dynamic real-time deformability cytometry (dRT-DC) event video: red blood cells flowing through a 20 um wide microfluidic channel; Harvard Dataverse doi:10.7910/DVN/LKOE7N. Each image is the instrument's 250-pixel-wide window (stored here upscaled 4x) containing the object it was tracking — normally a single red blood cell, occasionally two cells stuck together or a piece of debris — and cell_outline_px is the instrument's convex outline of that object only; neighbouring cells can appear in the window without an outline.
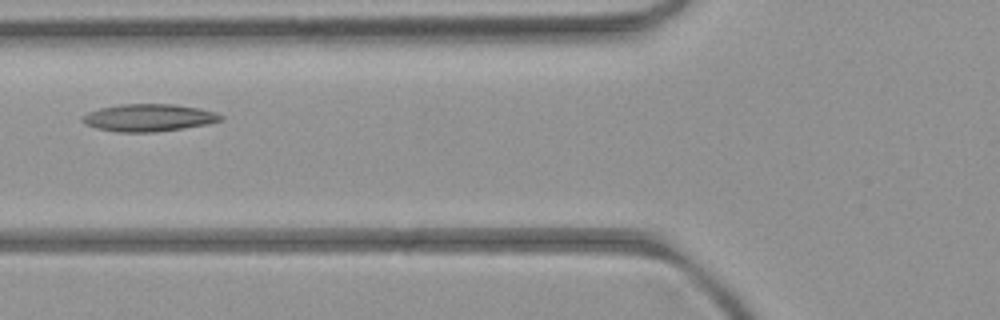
{"species": "common noctule bat (a hibernating species)", "species_latin": "Nyctalus noctula", "temperature_condition": "room temperature", "stored_images_in_passage": 3, "camera_frame_rate_fps": 3000, "um_per_image_px": 0.085, "animal": {"sex": "female", "body_mass_g": 21.9}, "frame": {"image": 1, "passage_image": 2, "time_ms": 1.0, "image_size_px": [1000, 320], "cell_outline_px": [[224, 120], [208, 124], [184, 128], [156, 132], [116, 132], [96, 128], [80, 120], [80, 116], [88, 112], [100, 108], [120, 104], [176, 104], [200, 108], [216, 112], [224, 116]], "centroid_in_image_um": [12.67, 10.0], "position_along_channel_um": 113.1, "area_um2": 22.31}}
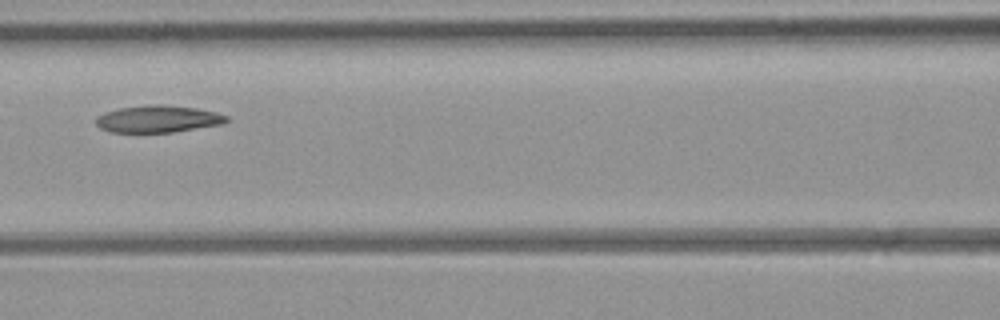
{"frame": {"image": 2, "passage_image": 3, "time_ms": 2.0, "image_size_px": [1000, 320], "cell_outline_px": [[228, 120], [224, 124], [172, 132], [108, 132], [100, 128], [96, 124], [96, 116], [104, 112], [120, 108], [152, 104], [160, 104], [196, 108], [216, 112], [228, 116]], "centroid_in_image_um": [13.42, 10.11], "position_along_channel_um": 153.2, "area_um2": 20.63}}